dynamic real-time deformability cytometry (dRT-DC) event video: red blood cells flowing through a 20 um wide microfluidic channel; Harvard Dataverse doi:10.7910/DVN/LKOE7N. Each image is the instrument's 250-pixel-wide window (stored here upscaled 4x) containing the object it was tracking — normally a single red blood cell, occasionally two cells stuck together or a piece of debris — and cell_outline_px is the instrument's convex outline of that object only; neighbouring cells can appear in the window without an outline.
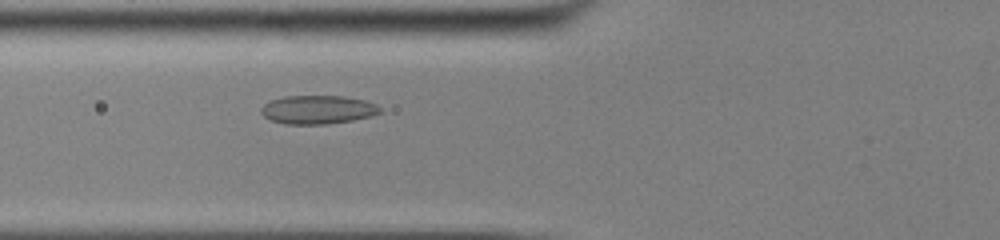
{"species": "common noctule bat (a hibernating species)", "species_latin": "Nyctalus noctula", "temperature_condition": "cold", "stored_images_in_passage": 36, "camera_frame_rate_fps": 3000, "um_per_image_px": 0.085, "animal": {"sex": "male", "body_mass_g": 13.0, "forearm_length_mm": 53.1}, "frame": {"image": 1, "passage_image": 4, "time_ms": 1.0, "image_size_px": [1000, 240], "cell_outline_px": [[380, 112], [372, 116], [352, 120], [324, 124], [284, 124], [272, 120], [264, 116], [260, 112], [260, 108], [264, 104], [272, 100], [284, 96], [344, 96], [364, 100], [376, 104], [380, 108]], "centroid_in_image_um": [26.99, 9.32], "position_along_channel_um": 98.8, "area_um2": 19.71}}
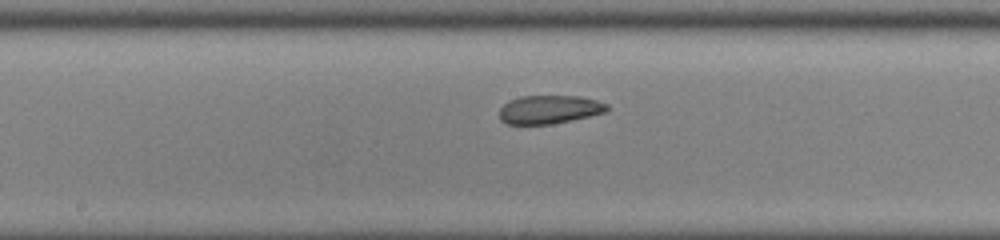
{"frame": {"image": 2, "passage_image": 12, "time_ms": 3.667, "image_size_px": [1000, 240], "cell_outline_px": [[608, 112], [552, 124], [508, 124], [500, 120], [500, 108], [504, 104], [520, 96], [580, 96], [596, 100], [608, 104]], "centroid_in_image_um": [46.72, 9.31], "position_along_channel_um": 201.5, "area_um2": 17.8}}
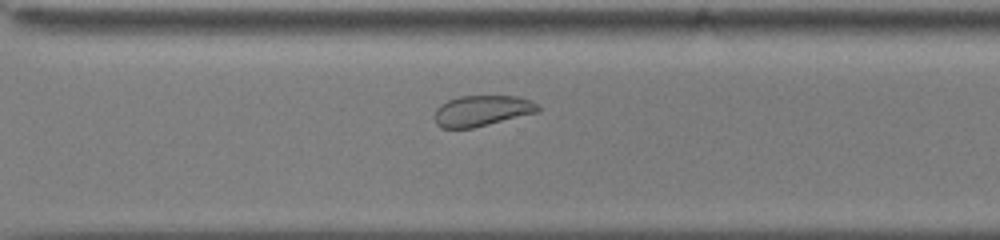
{"frame": {"image": 3, "passage_image": 22, "time_ms": 7.0, "image_size_px": [1000, 240], "cell_outline_px": [[540, 108], [536, 112], [472, 128], [440, 128], [436, 124], [436, 108], [440, 104], [448, 100], [460, 96], [516, 96], [532, 100], [540, 104]], "centroid_in_image_um": [40.97, 9.4], "position_along_channel_um": 329.6, "area_um2": 18.38}}